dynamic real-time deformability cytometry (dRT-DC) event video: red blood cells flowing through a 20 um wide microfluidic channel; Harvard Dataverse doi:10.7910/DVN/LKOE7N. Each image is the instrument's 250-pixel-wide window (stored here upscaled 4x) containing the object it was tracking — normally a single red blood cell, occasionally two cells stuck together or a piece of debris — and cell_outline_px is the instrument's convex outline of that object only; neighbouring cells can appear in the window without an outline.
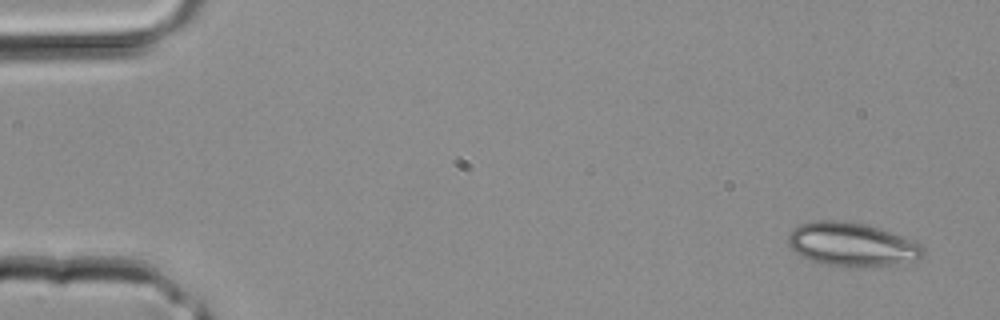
{"species": "common noctule bat (a hibernating species)", "species_latin": "Nyctalus noctula", "temperature_condition": "room temperature", "stored_images_in_passage": 4, "camera_frame_rate_fps": 3000, "um_per_image_px": 0.085, "animal": {"sex": "male", "body_mass_g": 20.4}, "frame": {"image": 1, "passage_image": 1, "time_ms": 0.0, "image_size_px": [1000, 320], "cell_outline_px": [[924, 256], [916, 260], [900, 264], [844, 268], [812, 260], [800, 256], [788, 244], [788, 232], [792, 228], [800, 224], [816, 220], [840, 220], [864, 224], [880, 228], [916, 240], [924, 248]], "centroid_in_image_um": [72.43, 20.78], "position_along_channel_um": 12.6, "area_um2": 34.8}}